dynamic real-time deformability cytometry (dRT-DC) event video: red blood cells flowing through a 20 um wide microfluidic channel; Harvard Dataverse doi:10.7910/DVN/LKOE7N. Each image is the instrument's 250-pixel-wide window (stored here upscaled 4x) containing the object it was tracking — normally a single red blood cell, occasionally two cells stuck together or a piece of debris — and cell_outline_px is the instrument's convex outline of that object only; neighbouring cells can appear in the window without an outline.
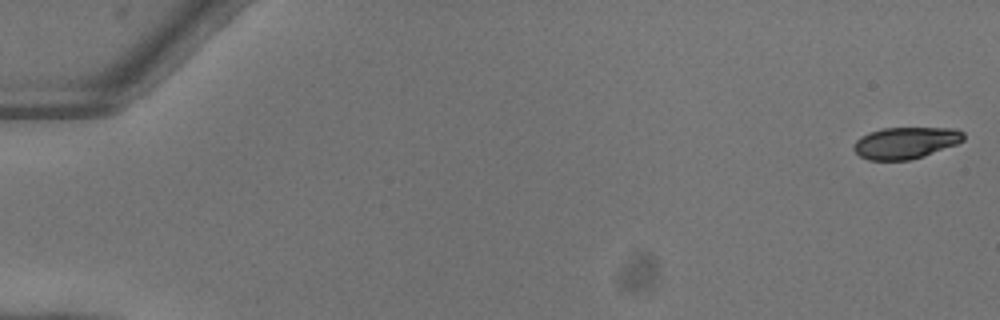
{"species": "common noctule bat (a hibernating species)", "species_latin": "Nyctalus noctula", "temperature_condition": "warm", "stored_images_in_passage": 52, "camera_frame_rate_fps": 3000, "um_per_image_px": 0.085, "animal": {"sex": "female"}, "frame": {"image": 1, "passage_image": 1, "time_ms": 0.0, "image_size_px": [1000, 320], "cell_outline_px": [[964, 140], [956, 144], [924, 156], [908, 160], [868, 160], [860, 156], [852, 148], [856, 140], [860, 136], [868, 132], [884, 128], [956, 128], [964, 132]], "centroid_in_image_um": [76.96, 12.13], "position_along_channel_um": 8.0, "area_um2": 20.29}}
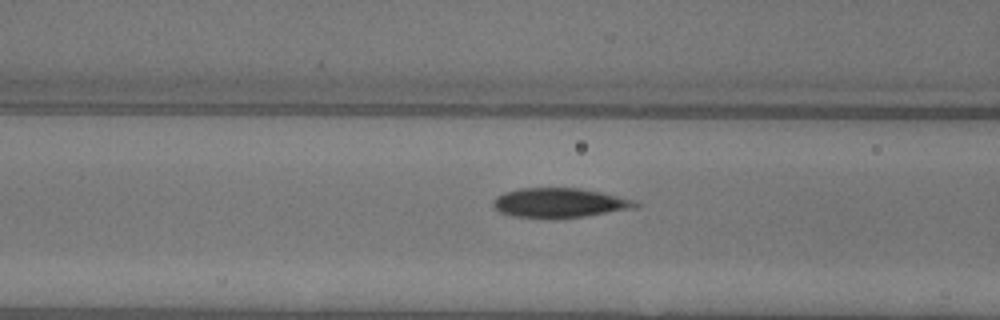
{"frame": {"image": 2, "passage_image": 22, "time_ms": 7.0, "image_size_px": [1000, 320], "cell_outline_px": [[640, 204], [636, 208], [584, 216], [556, 220], [552, 220], [512, 216], [500, 212], [492, 208], [492, 200], [496, 196], [504, 192], [520, 188], [580, 188], [600, 192], [636, 200]], "centroid_in_image_um": [47.51, 17.26], "position_along_channel_um": 119.1, "area_um2": 25.09}}
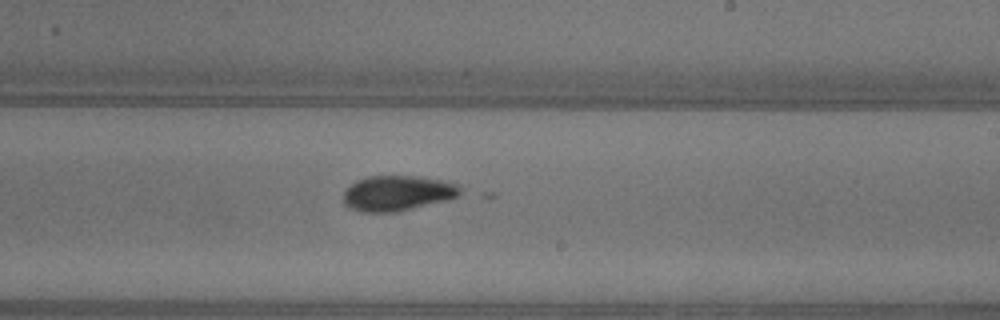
{"frame": {"image": 3, "passage_image": 32, "time_ms": 10.333, "image_size_px": [1000, 320], "cell_outline_px": [[460, 196], [448, 200], [400, 212], [360, 212], [348, 208], [344, 204], [344, 192], [356, 180], [368, 176], [420, 176], [460, 184]], "centroid_in_image_um": [33.8, 16.43], "position_along_channel_um": 255.2, "area_um2": 24.33}}